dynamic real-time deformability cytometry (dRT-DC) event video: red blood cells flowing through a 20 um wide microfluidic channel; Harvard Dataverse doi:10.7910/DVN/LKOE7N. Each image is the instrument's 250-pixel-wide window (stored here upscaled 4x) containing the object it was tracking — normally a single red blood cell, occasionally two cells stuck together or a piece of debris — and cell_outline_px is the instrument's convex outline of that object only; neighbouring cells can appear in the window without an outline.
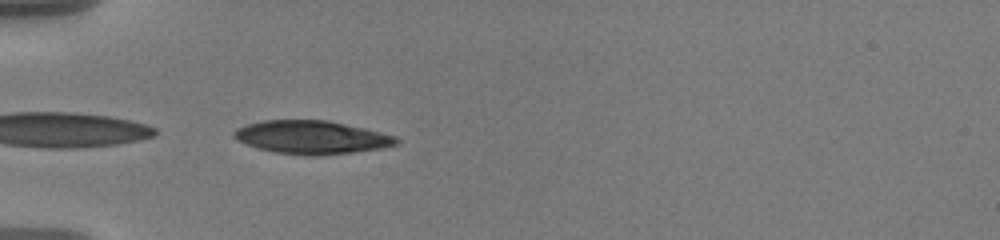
{"species": "human", "species_latin": "Homo sapiens", "temperature_condition": "warm", "stored_images_in_passage": 4, "camera_frame_rate_fps": 3000, "um_per_image_px": 0.085, "donor": {"sex": "male"}, "frame": {"image": 1, "passage_image": 2, "time_ms": 0.333, "image_size_px": [1000, 240], "cell_outline_px": [[400, 144], [384, 148], [352, 152], [276, 152], [260, 148], [236, 140], [232, 136], [232, 132], [236, 128], [248, 124], [264, 120], [328, 120], [364, 128], [396, 136], [400, 140]], "centroid_in_image_um": [26.51, 11.61], "position_along_channel_um": 58.5, "area_um2": 30.29}}
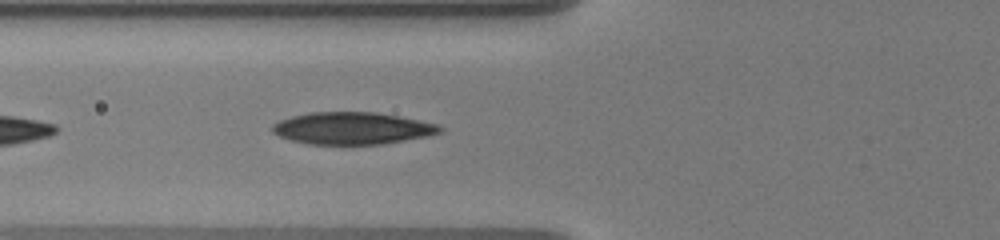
{"frame": {"image": 2, "passage_image": 4, "time_ms": 1.0, "image_size_px": [1000, 240], "cell_outline_px": [[444, 132], [428, 136], [384, 144], [308, 144], [292, 140], [280, 136], [272, 132], [272, 124], [280, 120], [292, 116], [308, 112], [376, 112], [420, 120], [440, 124], [444, 128]], "centroid_in_image_um": [29.99, 10.9], "position_along_channel_um": 95.8, "area_um2": 31.56}}